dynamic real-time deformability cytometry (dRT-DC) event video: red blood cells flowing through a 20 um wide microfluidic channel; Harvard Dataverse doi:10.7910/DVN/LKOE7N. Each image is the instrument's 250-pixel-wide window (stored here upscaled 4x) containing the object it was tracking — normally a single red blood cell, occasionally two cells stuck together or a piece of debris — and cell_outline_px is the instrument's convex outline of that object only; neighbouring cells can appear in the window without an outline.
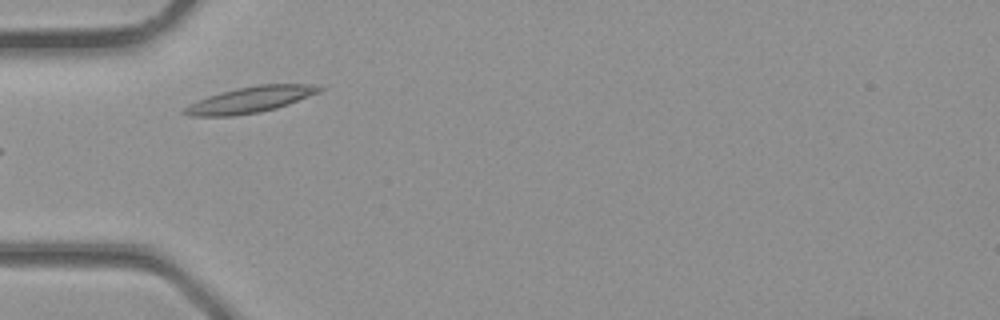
{"species": "common noctule bat (a hibernating species)", "species_latin": "Nyctalus noctula", "temperature_condition": "room temperature", "stored_images_in_passage": 3, "camera_frame_rate_fps": 3000, "um_per_image_px": 0.085, "animal": {"sex": "male", "body_mass_g": 23.1, "forearm_length_mm": 52.7}, "frame": {"image": 1, "passage_image": 3, "time_ms": 0.667, "image_size_px": [1000, 320], "cell_outline_px": [[324, 88], [320, 92], [288, 104], [276, 108], [260, 112], [232, 116], [188, 116], [180, 112], [188, 104], [208, 96], [236, 88], [256, 84], [316, 84]], "centroid_in_image_um": [21.26, 8.47], "position_along_channel_um": 63.7, "area_um2": 20.58}}